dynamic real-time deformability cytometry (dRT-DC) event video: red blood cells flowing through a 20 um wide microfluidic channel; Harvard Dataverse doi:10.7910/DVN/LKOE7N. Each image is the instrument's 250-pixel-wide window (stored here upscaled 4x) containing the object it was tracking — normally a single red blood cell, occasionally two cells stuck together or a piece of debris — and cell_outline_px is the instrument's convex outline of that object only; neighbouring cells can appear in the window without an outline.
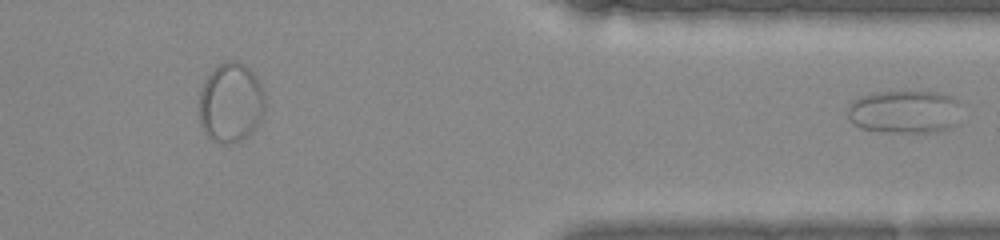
{"species": "common noctule bat (a hibernating species)", "species_latin": "Nyctalus noctula", "temperature_condition": "warm", "stored_images_in_passage": 25, "segment_of_instrument_passage": [2, 2], "camera_frame_rate_fps": 3000, "um_per_image_px": 0.085, "animal": {"sex": "female", "body_mass_g": 22.0, "forearm_length_mm": 56.7}, "frame": {"image": 1, "passage_image": 25, "time_ms": 8.0, "image_size_px": [1000, 240], "cell_outline_px": [[960, 124], [936, 132], [884, 132], [860, 128], [852, 124], [848, 116], [848, 104], [852, 100], [860, 96], [880, 92], [936, 92], [952, 96], [960, 100]], "centroid_in_image_um": [76.93, 9.51], "position_along_channel_um": 334.5, "area_um2": 29.13}}